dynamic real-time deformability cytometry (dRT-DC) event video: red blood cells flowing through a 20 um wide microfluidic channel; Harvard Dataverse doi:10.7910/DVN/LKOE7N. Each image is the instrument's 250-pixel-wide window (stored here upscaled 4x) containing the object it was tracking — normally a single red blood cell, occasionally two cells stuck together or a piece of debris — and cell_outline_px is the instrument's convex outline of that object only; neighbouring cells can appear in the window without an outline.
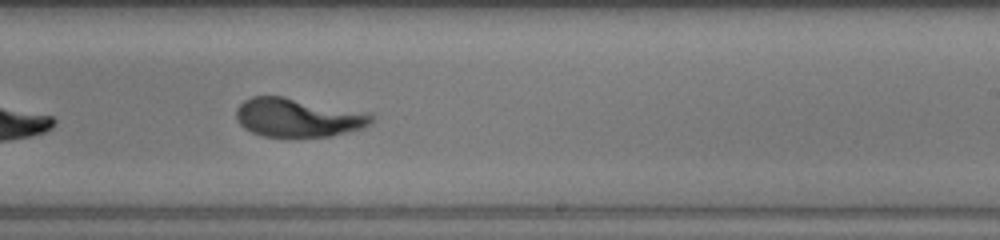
{"species": "human", "species_latin": "Homo sapiens", "temperature_condition": "warm", "stored_images_in_passage": 37, "camera_frame_rate_fps": 3000, "um_per_image_px": 0.085, "donor": {"sex": "female"}, "frame": {"image": 1, "passage_image": 16, "time_ms": 5.0, "image_size_px": [1000, 240], "cell_outline_px": [[372, 120], [364, 128], [328, 136], [260, 136], [244, 128], [236, 120], [236, 108], [244, 100], [252, 96], [284, 96], [368, 112], [372, 116]], "centroid_in_image_um": [25.29, 9.97], "position_along_channel_um": 263.7, "area_um2": 30.46}}
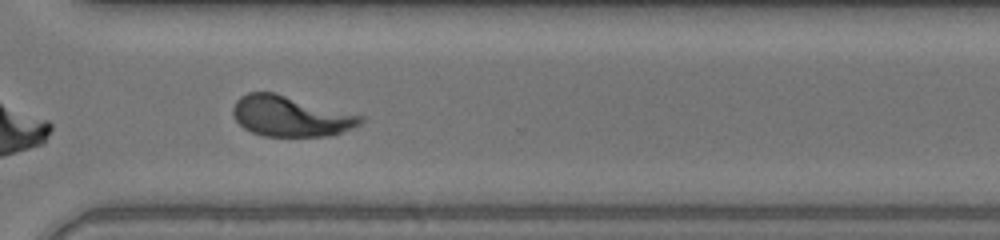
{"frame": {"image": 2, "passage_image": 22, "time_ms": 7.0, "image_size_px": [1000, 240], "cell_outline_px": [[364, 120], [360, 124], [340, 132], [324, 136], [264, 136], [252, 132], [244, 128], [236, 120], [232, 112], [232, 108], [236, 100], [240, 96], [248, 92], [276, 92], [364, 116]], "centroid_in_image_um": [24.67, 9.86], "position_along_channel_um": 345.9, "area_um2": 30.11}}